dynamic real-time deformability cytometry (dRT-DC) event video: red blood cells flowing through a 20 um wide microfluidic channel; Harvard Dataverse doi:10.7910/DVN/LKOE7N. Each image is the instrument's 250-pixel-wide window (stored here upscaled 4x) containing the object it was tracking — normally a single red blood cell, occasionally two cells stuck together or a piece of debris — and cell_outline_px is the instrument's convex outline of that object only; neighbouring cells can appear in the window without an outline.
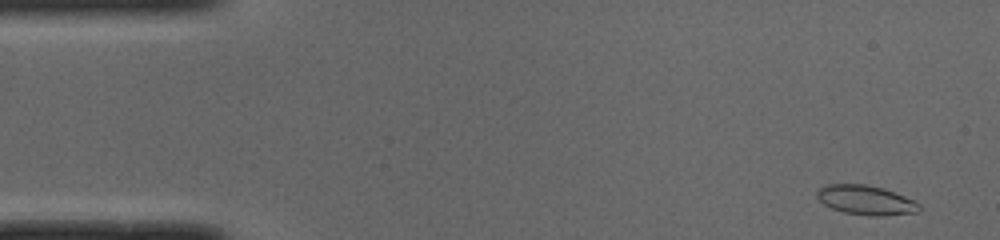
{"species": "common noctule bat (a hibernating species)", "species_latin": "Nyctalus noctula", "temperature_condition": "cold", "stored_images_in_passage": 48, "camera_frame_rate_fps": 3000, "um_per_image_px": 0.085, "animal": {"sex": "male", "body_mass_g": 19.0, "forearm_length_mm": 50.8}, "frame": {"image": 1, "passage_image": 1, "time_ms": 0.0, "image_size_px": [1000, 240], "cell_outline_px": [[920, 208], [916, 212], [880, 216], [868, 216], [844, 212], [832, 208], [824, 204], [816, 196], [816, 192], [820, 188], [828, 184], [864, 184], [884, 188], [904, 196], [920, 204]], "centroid_in_image_um": [73.58, 17.0], "position_along_channel_um": 11.4, "area_um2": 17.4}}
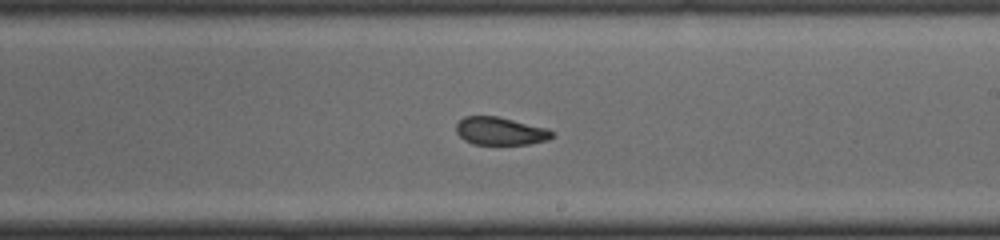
{"frame": {"image": 2, "passage_image": 27, "time_ms": 8.667, "image_size_px": [1000, 240], "cell_outline_px": [[552, 136], [548, 140], [528, 144], [472, 144], [464, 140], [456, 132], [456, 124], [464, 116], [496, 116], [544, 128], [552, 132]], "centroid_in_image_um": [42.46, 11.15], "position_along_channel_um": 246.5, "area_um2": 15.26}}
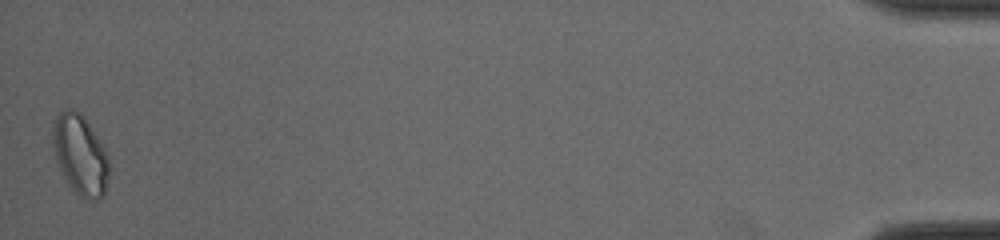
{"frame": {"image": 3, "passage_image": 48, "time_ms": 15.667, "image_size_px": [1000, 240], "cell_outline_px": [[108, 176], [104, 196], [100, 200], [92, 200], [80, 196], [72, 188], [60, 168], [56, 160], [52, 144], [52, 132], [56, 116], [60, 112], [68, 108], [80, 112], [104, 148], [108, 156]], "centroid_in_image_um": [6.81, 13.16], "position_along_channel_um": 428.4, "area_um2": 25.78}, "authors_computed_cell_mechanics": {"area_um2": 16.9932, "velocity_mm_per_s": 3.9823, "shape_relaxation_time_tau1_ms": null, "shape_relaxation_time_tau2_ms": 1.7735, "deformation_change_tau1": null, "deformation_change_tau2": 0.0707}}